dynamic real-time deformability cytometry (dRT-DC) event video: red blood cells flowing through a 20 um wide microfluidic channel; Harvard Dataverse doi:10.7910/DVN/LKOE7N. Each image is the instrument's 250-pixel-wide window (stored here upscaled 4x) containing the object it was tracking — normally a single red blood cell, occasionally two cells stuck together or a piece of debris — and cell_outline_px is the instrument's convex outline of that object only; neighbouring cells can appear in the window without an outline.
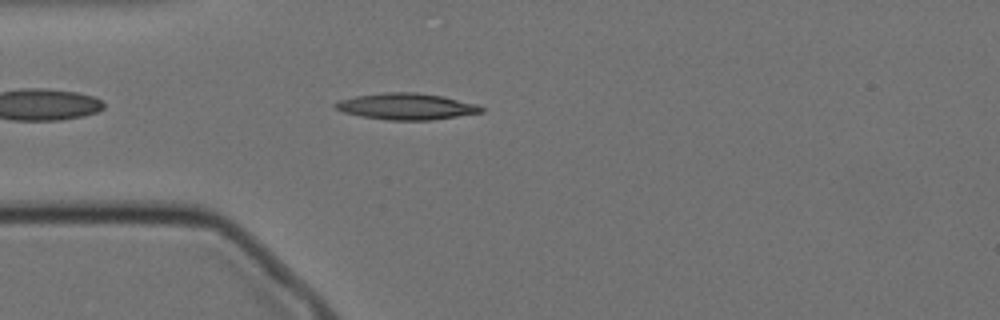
{"species": "Egyptian fruit bat (a non-hibernating species)", "species_latin": "Rousettus aegyptiacus", "temperature_condition": "cold", "stored_images_in_passage": 46, "camera_frame_rate_fps": 3000, "um_per_image_px": 0.085, "animal": {"sex": "female"}, "frame": {"image": 1, "passage_image": 5, "time_ms": 1.333, "image_size_px": [1000, 320], "cell_outline_px": [[484, 112], [432, 120], [388, 120], [360, 116], [344, 112], [336, 108], [332, 104], [340, 100], [356, 96], [384, 92], [416, 92], [444, 96], [476, 104], [484, 108]], "centroid_in_image_um": [34.56, 9.04], "position_along_channel_um": 50.4, "area_um2": 22.43}}
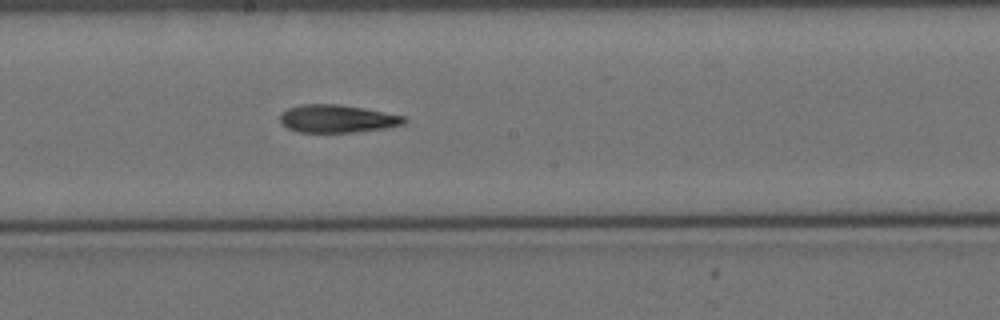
{"frame": {"image": 2, "passage_image": 20, "time_ms": 6.333, "image_size_px": [1000, 320], "cell_outline_px": [[408, 120], [404, 124], [384, 128], [352, 132], [300, 132], [288, 128], [280, 124], [280, 112], [288, 108], [300, 104], [340, 104], [364, 108], [404, 116]], "centroid_in_image_um": [28.63, 10.08], "position_along_channel_um": 219.6, "area_um2": 20.17}}
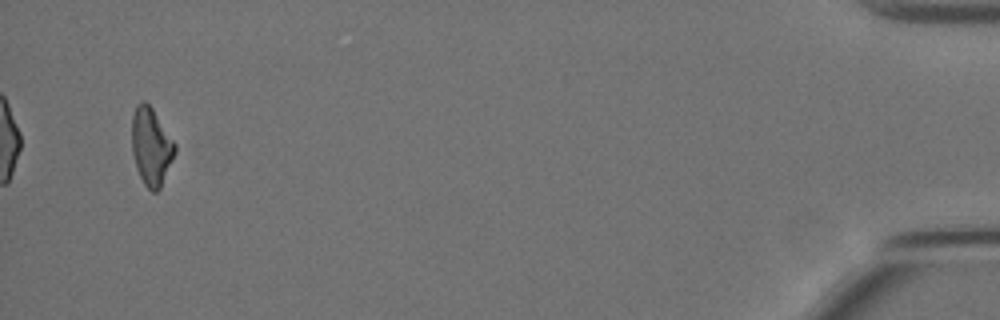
{"frame": {"image": 3, "passage_image": 45, "time_ms": 14.667, "image_size_px": [1000, 320], "cell_outline_px": [[176, 152], [160, 188], [156, 192], [152, 192], [144, 184], [136, 168], [132, 152], [132, 116], [136, 104], [144, 100], [152, 108], [176, 144]], "centroid_in_image_um": [12.84, 12.45], "position_along_channel_um": 422.4, "area_um2": 19.42}, "authors_computed_cell_mechanics": {"area_um2": 20.3745, "velocity_mm_per_s": 3.5031, "shape_relaxation_time_tau1_ms": null, "shape_relaxation_time_tau2_ms": 9.6596, "deformation_change_tau1": null, "deformation_change_tau2": 0.2282}}